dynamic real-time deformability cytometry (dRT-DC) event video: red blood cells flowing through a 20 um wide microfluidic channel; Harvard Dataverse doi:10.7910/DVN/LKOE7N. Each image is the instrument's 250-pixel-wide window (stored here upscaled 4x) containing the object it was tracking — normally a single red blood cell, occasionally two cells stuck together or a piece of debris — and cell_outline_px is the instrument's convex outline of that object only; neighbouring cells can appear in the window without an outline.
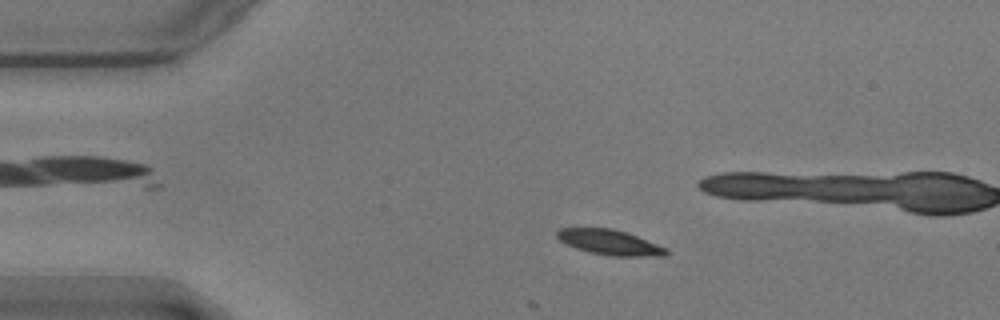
{"species": "common noctule bat (a hibernating species)", "species_latin": "Nyctalus noctula", "temperature_condition": "warm", "stored_images_in_passage": 14, "camera_frame_rate_fps": 3000, "um_per_image_px": 0.085, "animal": {"sex": "male", "body_mass_g": 17.9}, "frame": {"image": 1, "passage_image": 10, "time_ms": 3.0, "image_size_px": [1000, 320], "cell_outline_px": [[668, 252], [664, 256], [612, 256], [588, 252], [576, 248], [560, 240], [556, 236], [556, 232], [560, 228], [612, 228], [628, 232], [668, 248]], "centroid_in_image_um": [51.86, 20.59], "position_along_channel_um": 33.1, "area_um2": 16.07}}